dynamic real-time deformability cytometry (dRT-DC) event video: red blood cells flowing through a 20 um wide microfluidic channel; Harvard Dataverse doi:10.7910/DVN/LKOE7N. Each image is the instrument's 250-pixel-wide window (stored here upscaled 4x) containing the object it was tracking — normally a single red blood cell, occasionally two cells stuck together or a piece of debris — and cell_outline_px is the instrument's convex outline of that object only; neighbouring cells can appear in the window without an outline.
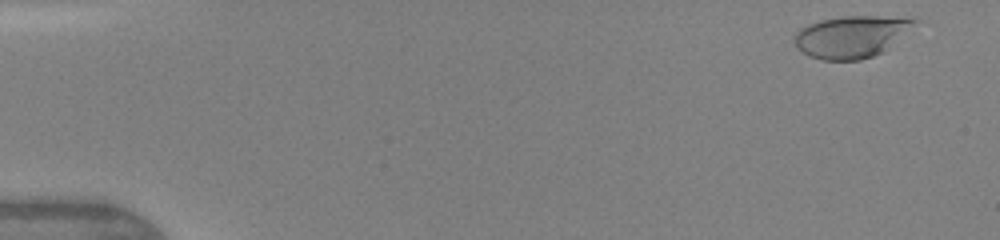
{"species": "human", "species_latin": "Homo sapiens", "temperature_condition": "warm", "stored_images_in_passage": 9, "camera_frame_rate_fps": 3000, "um_per_image_px": 0.085, "donor": {"sex": "female"}, "frame": {"image": 1, "passage_image": 1, "time_ms": 0.0, "image_size_px": [1000, 240], "cell_outline_px": [[924, 20], [884, 52], [860, 60], [824, 60], [812, 56], [796, 48], [792, 40], [796, 32], [800, 28], [808, 24], [820, 20], [844, 16], [916, 16]], "centroid_in_image_um": [72.49, 3.08], "position_along_channel_um": 12.5, "area_um2": 30.23}}
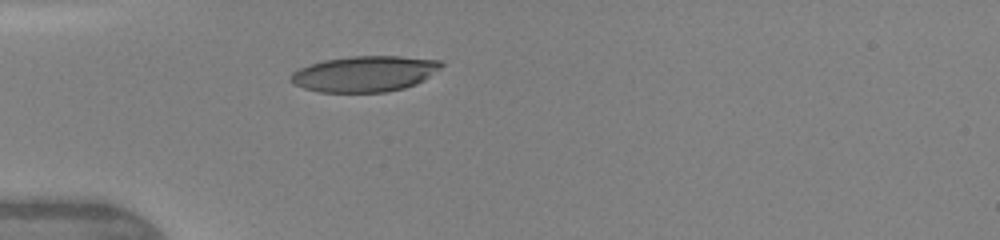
{"frame": {"image": 2, "passage_image": 6, "time_ms": 4.0, "image_size_px": [1000, 240], "cell_outline_px": [[444, 64], [440, 68], [424, 80], [416, 84], [404, 88], [384, 92], [320, 92], [304, 88], [292, 84], [288, 80], [288, 76], [292, 72], [300, 68], [324, 60], [352, 56], [400, 56], [440, 60]], "centroid_in_image_um": [30.97, 6.27], "position_along_channel_um": 54.0, "area_um2": 31.44}}